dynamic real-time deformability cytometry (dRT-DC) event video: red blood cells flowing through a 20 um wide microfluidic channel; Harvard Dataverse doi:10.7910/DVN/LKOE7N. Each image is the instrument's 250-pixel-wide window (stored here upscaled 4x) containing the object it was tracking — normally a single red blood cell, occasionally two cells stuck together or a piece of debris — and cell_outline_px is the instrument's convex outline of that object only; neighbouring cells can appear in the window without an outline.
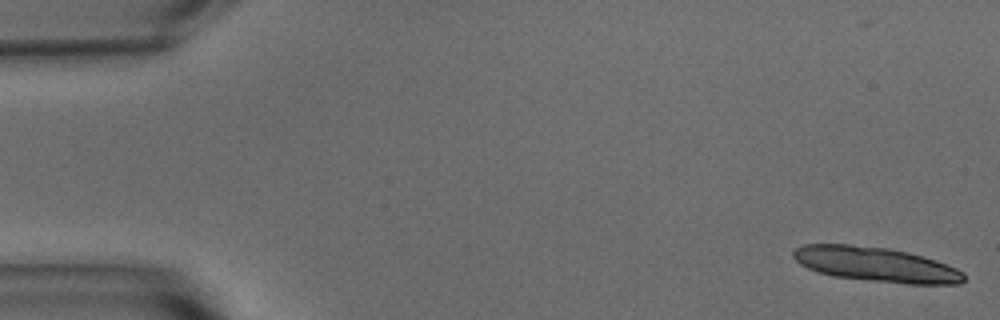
{"species": "common noctule bat (a hibernating species)", "species_latin": "Nyctalus noctula", "temperature_condition": "warm", "stored_images_in_passage": 14, "camera_frame_rate_fps": 3000, "um_per_image_px": 0.085, "animal": {"sex": "male", "body_mass_g": 15.6}, "frame": {"image": 1, "passage_image": 1, "time_ms": 0.0, "image_size_px": [1000, 320], "cell_outline_px": [[964, 280], [960, 284], [908, 284], [832, 276], [808, 268], [800, 264], [792, 256], [792, 252], [796, 248], [804, 244], [848, 244], [888, 248], [908, 252], [936, 260], [956, 268], [964, 272]], "centroid_in_image_um": [74.46, 22.47], "position_along_channel_um": 10.5, "area_um2": 34.39}}